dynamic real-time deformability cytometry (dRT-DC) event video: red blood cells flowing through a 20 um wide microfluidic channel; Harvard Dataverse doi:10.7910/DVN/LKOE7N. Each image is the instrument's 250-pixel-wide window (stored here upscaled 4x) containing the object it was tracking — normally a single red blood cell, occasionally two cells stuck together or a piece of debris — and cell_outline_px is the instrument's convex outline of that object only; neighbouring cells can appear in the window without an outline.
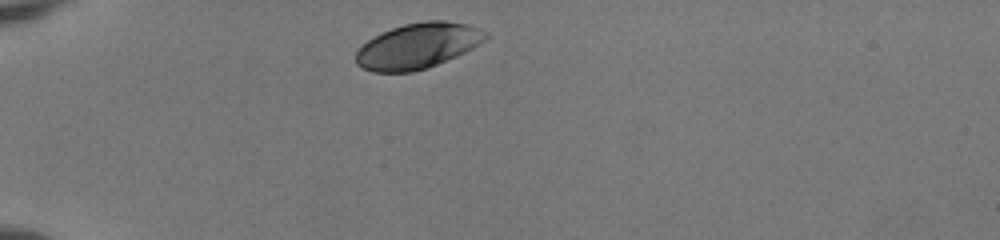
{"species": "human", "species_latin": "Homo sapiens", "temperature_condition": "room temperature", "stored_images_in_passage": 32, "camera_frame_rate_fps": 3000, "um_per_image_px": 0.085, "donor": {"sex": "female"}, "frame": {"image": 1, "passage_image": 1, "time_ms": 0.0, "image_size_px": [1000, 240], "cell_outline_px": [[492, 36], [480, 44], [456, 56], [428, 68], [412, 72], [372, 72], [356, 64], [356, 52], [368, 40], [392, 28], [404, 24], [424, 20], [444, 20], [468, 24], [480, 28], [488, 32]], "centroid_in_image_um": [35.58, 3.89], "position_along_channel_um": 49.4, "area_um2": 34.45}}
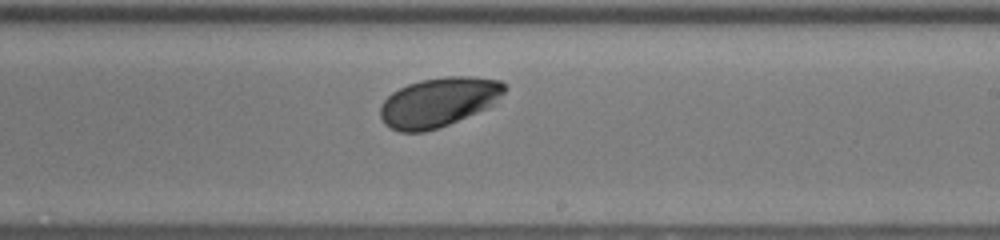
{"frame": {"image": 2, "passage_image": 19, "time_ms": 6.0, "image_size_px": [1000, 240], "cell_outline_px": [[504, 92], [488, 108], [448, 124], [424, 132], [400, 132], [384, 124], [380, 116], [380, 104], [392, 92], [408, 84], [420, 80], [444, 76], [472, 76], [500, 80], [504, 84]], "centroid_in_image_um": [37.25, 8.67], "position_along_channel_um": 251.8, "area_um2": 35.6}}
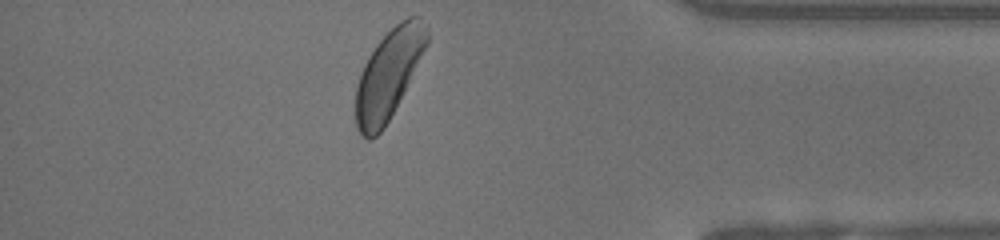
{"frame": {"image": 3, "passage_image": 32, "time_ms": 10.333, "image_size_px": [1000, 240], "cell_outline_px": [[428, 44], [384, 128], [372, 140], [368, 140], [360, 136], [356, 128], [356, 84], [360, 72], [368, 56], [376, 44], [400, 20], [408, 16], [420, 16], [428, 28]], "centroid_in_image_um": [33.01, 6.31], "position_along_channel_um": 402.2, "area_um2": 36.7}, "authors_computed_cell_mechanics": {"area_um2": 35.5759, "velocity_mm_per_s": 3.9635, "shape_relaxation_time_tau1_ms": 1.2331, "shape_relaxation_time_tau2_ms": null, "deformation_change_tau1": 0.0904, "deformation_change_tau2": null}}